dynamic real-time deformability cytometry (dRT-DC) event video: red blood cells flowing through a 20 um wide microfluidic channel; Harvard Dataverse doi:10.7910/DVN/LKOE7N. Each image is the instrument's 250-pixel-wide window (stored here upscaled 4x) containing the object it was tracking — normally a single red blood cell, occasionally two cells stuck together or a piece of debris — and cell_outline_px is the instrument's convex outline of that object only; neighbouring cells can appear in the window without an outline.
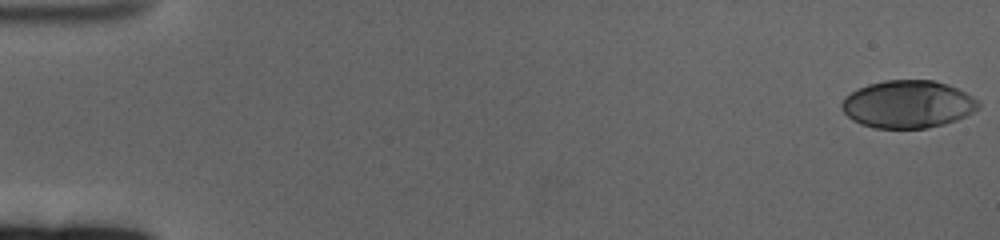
{"species": "human", "species_latin": "Homo sapiens", "temperature_condition": "cold", "stored_images_in_passage": 62, "camera_frame_rate_fps": 3000, "um_per_image_px": 0.085, "donor": {"sex": "female"}, "frame": {"image": 1, "passage_image": 1, "time_ms": 0.0, "image_size_px": [1000, 240], "cell_outline_px": [[980, 108], [956, 120], [944, 124], [928, 128], [876, 128], [860, 124], [852, 120], [840, 108], [840, 104], [844, 96], [868, 84], [884, 80], [932, 80], [948, 84], [980, 100]], "centroid_in_image_um": [77.16, 8.86], "position_along_channel_um": 7.8, "area_um2": 38.03}}
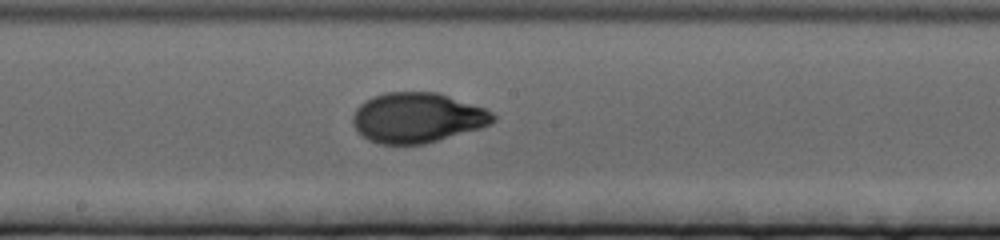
{"frame": {"image": 2, "passage_image": 34, "time_ms": 11.0, "image_size_px": [1000, 240], "cell_outline_px": [[496, 120], [492, 124], [480, 128], [424, 144], [380, 144], [368, 140], [356, 132], [352, 124], [352, 116], [356, 108], [364, 100], [372, 96], [384, 92], [436, 92], [484, 108], [492, 112], [496, 116]], "centroid_in_image_um": [35.42, 10.01], "position_along_channel_um": 212.8, "area_um2": 41.1}}
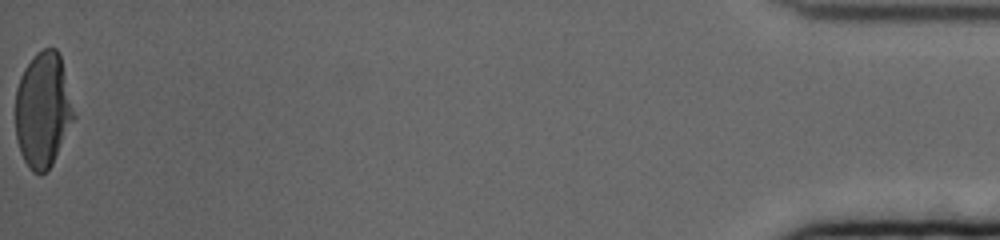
{"frame": {"image": 3, "passage_image": 62, "time_ms": 20.333, "image_size_px": [1000, 240], "cell_outline_px": [[76, 116], [52, 164], [40, 176], [32, 172], [28, 168], [20, 152], [16, 140], [16, 88], [20, 76], [24, 68], [36, 52], [44, 48], [56, 48], [60, 56]], "centroid_in_image_um": [3.64, 9.35], "position_along_channel_um": 431.6, "area_um2": 39.3}, "authors_computed_cell_mechanics": {"area_um2": 39.3329, "velocity_mm_per_s": 3.3244, "shape_relaxation_time_tau1_ms": 4.8501, "shape_relaxation_time_tau2_ms": null, "deformation_change_tau1": 0.2049, "deformation_change_tau2": null}}